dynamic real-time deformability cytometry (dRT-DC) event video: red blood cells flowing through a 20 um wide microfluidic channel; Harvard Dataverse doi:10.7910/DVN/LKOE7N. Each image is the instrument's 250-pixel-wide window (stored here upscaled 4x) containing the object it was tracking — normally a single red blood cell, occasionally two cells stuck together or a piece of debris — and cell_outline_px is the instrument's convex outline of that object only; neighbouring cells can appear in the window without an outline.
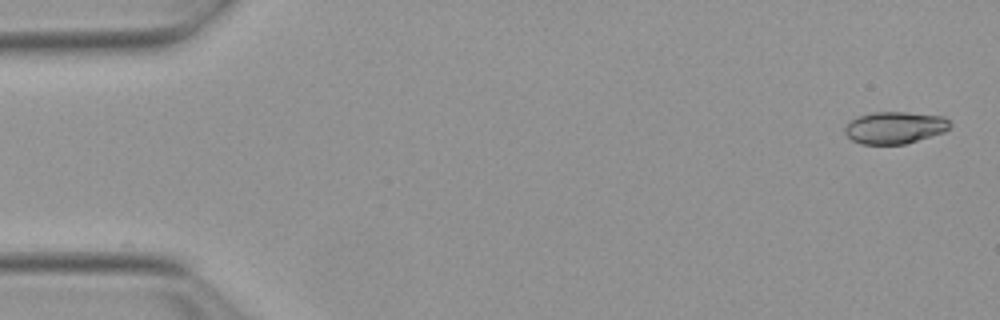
{"species": "Egyptian fruit bat (a non-hibernating species)", "species_latin": "Rousettus aegyptiacus", "temperature_condition": "warm", "stored_images_in_passage": 13, "camera_frame_rate_fps": 3000, "um_per_image_px": 0.085, "animal": {"sex": "female"}, "frame": {"image": 1, "passage_image": 2, "time_ms": 0.333, "image_size_px": [1000, 320], "cell_outline_px": [[952, 124], [944, 132], [904, 144], [860, 144], [852, 140], [844, 132], [844, 128], [856, 116], [872, 112], [904, 112], [944, 116]], "centroid_in_image_um": [76.04, 10.84], "position_along_channel_um": 9.0, "area_um2": 19.59}}